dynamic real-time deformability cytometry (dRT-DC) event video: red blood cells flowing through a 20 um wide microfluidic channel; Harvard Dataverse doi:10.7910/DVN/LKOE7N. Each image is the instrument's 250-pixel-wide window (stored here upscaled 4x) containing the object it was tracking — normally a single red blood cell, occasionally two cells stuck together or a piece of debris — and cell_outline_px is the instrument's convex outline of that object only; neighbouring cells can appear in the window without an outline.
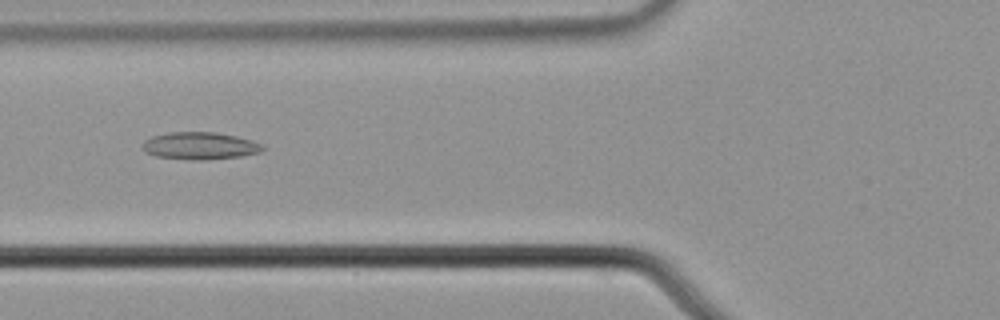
{"species": "common noctule bat (a hibernating species)", "species_latin": "Nyctalus noctula", "temperature_condition": "cold", "stored_images_in_passage": 8, "camera_frame_rate_fps": 3000, "um_per_image_px": 0.085, "animal": {"sex": "male", "body_mass_g": 21.5, "forearm_length_mm": 52.0}, "frame": {"image": 1, "passage_image": 6, "time_ms": 1.667, "image_size_px": [1000, 320], "cell_outline_px": [[264, 148], [260, 152], [240, 156], [204, 160], [192, 160], [156, 156], [144, 152], [144, 140], [152, 136], [168, 132], [216, 132], [236, 136], [252, 140], [264, 144]], "centroid_in_image_um": [17.0, 12.39], "position_along_channel_um": 108.8, "area_um2": 19.13}}
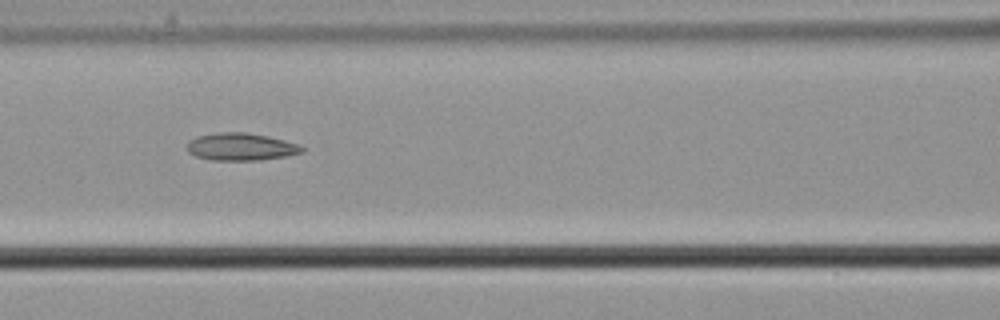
{"frame": {"image": 2, "passage_image": 7, "time_ms": 2.0, "image_size_px": [1000, 320], "cell_outline_px": [[304, 152], [288, 156], [260, 160], [212, 160], [196, 156], [188, 152], [188, 140], [196, 136], [216, 132], [244, 132], [268, 136], [284, 140], [296, 144], [304, 148]], "centroid_in_image_um": [20.47, 12.47], "position_along_channel_um": 146.1, "area_um2": 18.44}}
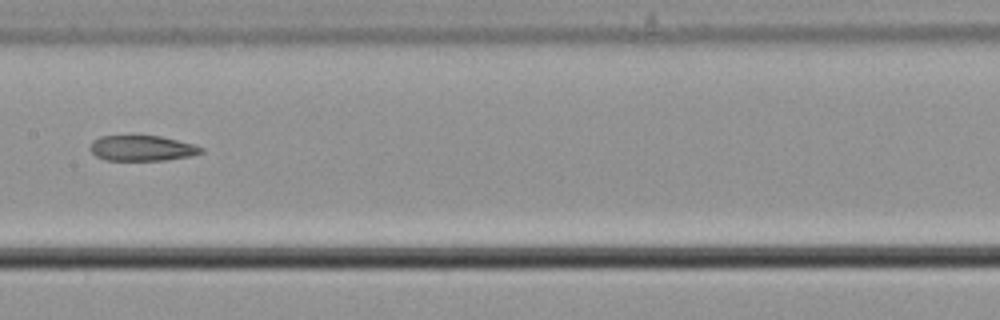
{"frame": {"image": 3, "passage_image": 8, "time_ms": 2.333, "image_size_px": [1000, 320], "cell_outline_px": [[204, 152], [192, 156], [164, 160], [104, 160], [96, 156], [88, 148], [92, 140], [100, 136], [160, 136], [192, 144], [204, 148]], "centroid_in_image_um": [12.05, 12.6], "position_along_channel_um": 195.4, "area_um2": 16.47}}